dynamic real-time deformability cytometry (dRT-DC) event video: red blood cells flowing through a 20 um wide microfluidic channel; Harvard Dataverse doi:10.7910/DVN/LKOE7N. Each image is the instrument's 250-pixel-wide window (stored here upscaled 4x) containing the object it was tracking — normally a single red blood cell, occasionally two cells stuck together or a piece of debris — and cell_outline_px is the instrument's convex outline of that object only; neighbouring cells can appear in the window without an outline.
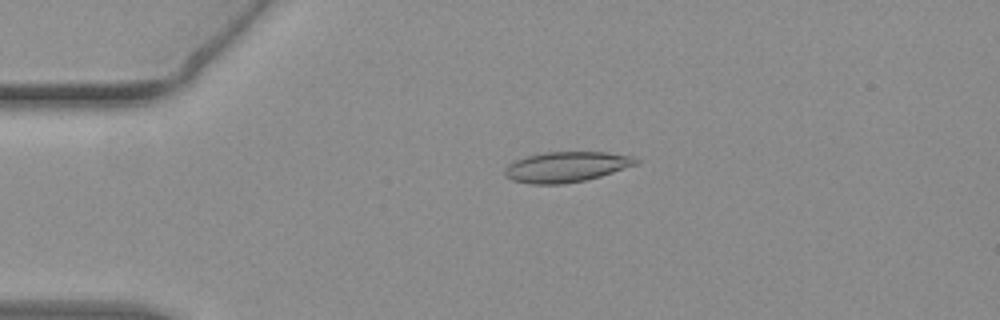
{"species": "common noctule bat (a hibernating species)", "species_latin": "Nyctalus noctula", "temperature_condition": "warm", "stored_images_in_passage": 44, "camera_frame_rate_fps": 3000, "um_per_image_px": 0.085, "animal": {"sex": "female", "body_mass_g": 19.3, "forearm_length_mm": 54.1}, "frame": {"image": 1, "passage_image": 2, "time_ms": 0.333, "image_size_px": [1000, 320], "cell_outline_px": [[640, 164], [600, 176], [584, 180], [564, 184], [532, 184], [512, 180], [504, 176], [504, 168], [512, 160], [544, 152], [608, 152], [632, 156], [640, 160]], "centroid_in_image_um": [48.13, 14.18], "position_along_channel_um": 36.9, "area_um2": 23.47}}
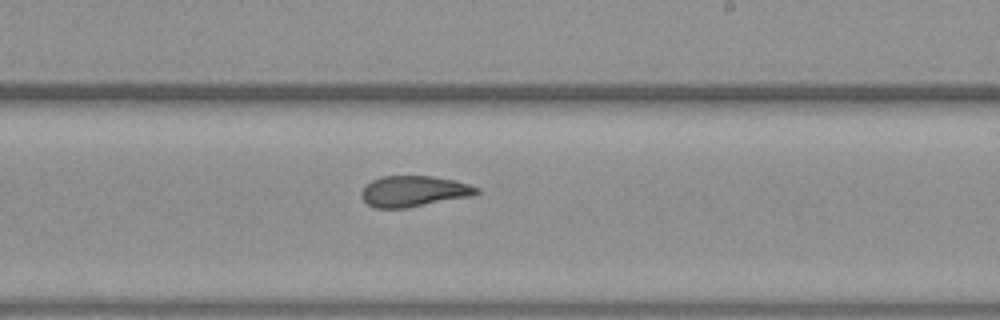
{"frame": {"image": 2, "passage_image": 22, "time_ms": 7.0, "image_size_px": [1000, 320], "cell_outline_px": [[480, 192], [472, 196], [408, 208], [376, 208], [368, 204], [360, 196], [360, 192], [372, 180], [380, 176], [432, 176], [452, 180], [468, 184], [480, 188]], "centroid_in_image_um": [35.17, 16.26], "position_along_channel_um": 253.8, "area_um2": 20.75}}
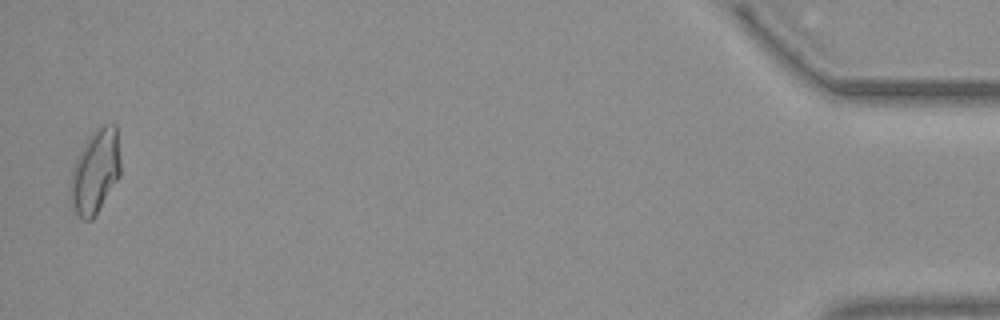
{"frame": {"image": 3, "passage_image": 43, "time_ms": 14.0, "image_size_px": [1000, 320], "cell_outline_px": [[120, 176], [92, 220], [84, 220], [76, 212], [68, 196], [68, 184], [72, 168], [76, 156], [88, 136], [96, 124], [116, 124], [120, 156]], "centroid_in_image_um": [8.07, 14.52], "position_along_channel_um": 427.1, "area_um2": 25.14}, "authors_computed_cell_mechanics": {"area_um2": 21.6461, "velocity_mm_per_s": 3.806, "shape_relaxation_time_tau1_ms": 7.8192, "shape_relaxation_time_tau2_ms": 1.8365, "deformation_change_tau1": 0.1869, "deformation_change_tau2": 0.0881}}